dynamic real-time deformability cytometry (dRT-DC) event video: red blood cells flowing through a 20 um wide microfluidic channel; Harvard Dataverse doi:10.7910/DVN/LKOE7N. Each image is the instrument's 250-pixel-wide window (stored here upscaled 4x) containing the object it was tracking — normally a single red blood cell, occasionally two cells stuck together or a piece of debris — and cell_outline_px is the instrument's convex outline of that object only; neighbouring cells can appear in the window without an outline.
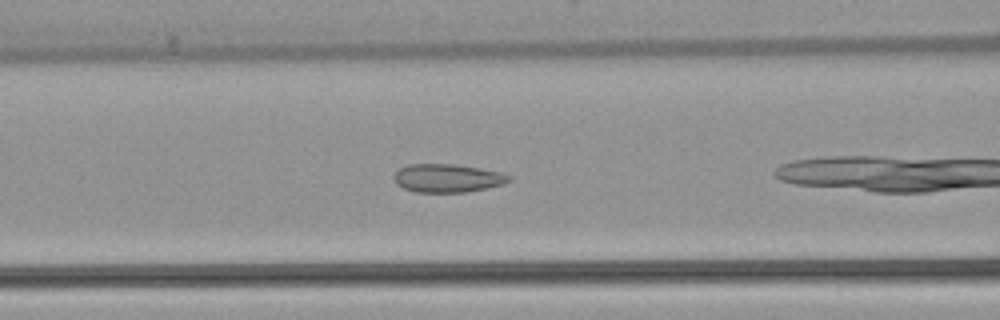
{"species": "common noctule bat (a hibernating species)", "species_latin": "Nyctalus noctula", "temperature_condition": "warm", "stored_images_in_passage": 26, "camera_frame_rate_fps": 3000, "um_per_image_px": 0.085, "animal": {"sex": "female", "body_mass_g": 22.7, "forearm_length_mm": 54.2}, "frame": {"image": 1, "passage_image": 6, "time_ms": 1.667, "image_size_px": [1000, 320], "cell_outline_px": [[512, 180], [504, 184], [464, 192], [416, 192], [404, 188], [396, 184], [392, 176], [400, 168], [408, 164], [452, 164], [480, 168], [500, 172], [512, 176]], "centroid_in_image_um": [38.03, 15.14], "position_along_channel_um": 128.6, "area_um2": 18.96}}
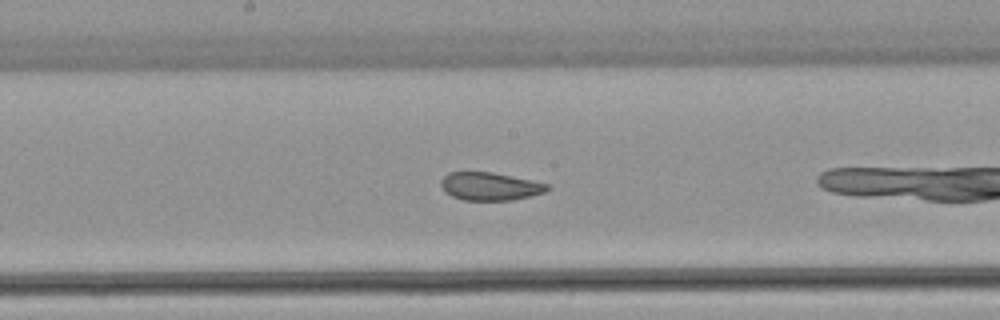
{"frame": {"image": 2, "passage_image": 12, "time_ms": 3.667, "image_size_px": [1000, 320], "cell_outline_px": [[552, 188], [548, 192], [512, 200], [464, 200], [452, 196], [444, 192], [440, 184], [440, 180], [448, 172], [492, 172], [532, 180], [548, 184]], "centroid_in_image_um": [41.67, 15.84], "position_along_channel_um": 206.5, "area_um2": 17.51}}
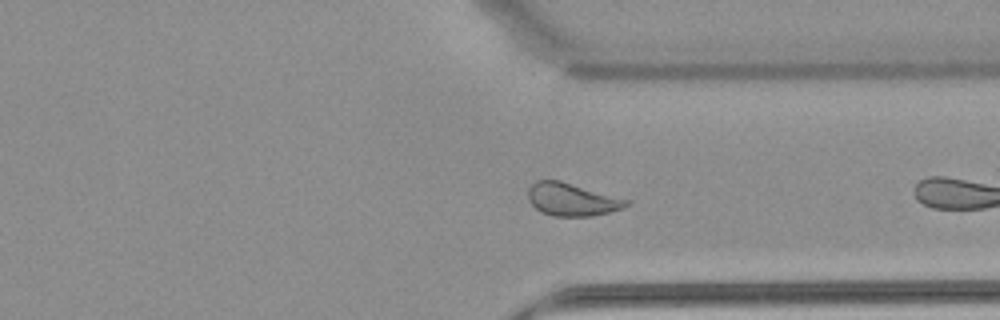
{"frame": {"image": 3, "passage_image": 24, "time_ms": 7.667, "image_size_px": [1000, 320], "cell_outline_px": [[628, 204], [624, 208], [592, 216], [552, 216], [540, 212], [528, 200], [528, 188], [536, 180], [560, 180], [628, 200]], "centroid_in_image_um": [48.56, 16.96], "position_along_channel_um": 362.8, "area_um2": 18.61}}